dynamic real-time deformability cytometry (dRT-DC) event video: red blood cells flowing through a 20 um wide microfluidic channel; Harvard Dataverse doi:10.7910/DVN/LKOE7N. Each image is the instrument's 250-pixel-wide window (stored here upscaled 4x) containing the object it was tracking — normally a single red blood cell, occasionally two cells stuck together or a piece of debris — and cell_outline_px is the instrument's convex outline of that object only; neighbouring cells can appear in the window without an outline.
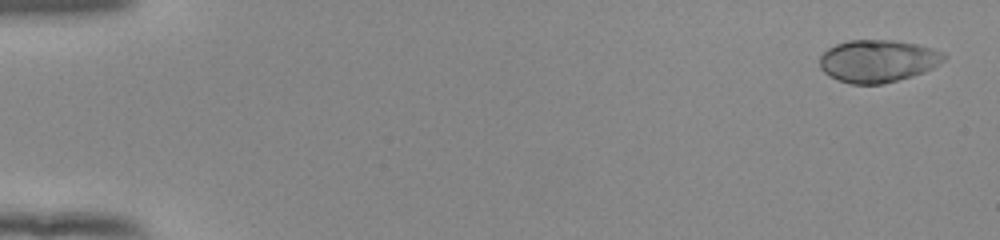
{"species": "human", "species_latin": "Homo sapiens", "temperature_condition": "room temperature", "stored_images_in_passage": 51, "camera_frame_rate_fps": 3000, "um_per_image_px": 0.085, "donor": {"sex": "female"}, "frame": {"image": 1, "passage_image": 2, "time_ms": 0.333, "image_size_px": [1000, 240], "cell_outline_px": [[948, 56], [944, 60], [932, 68], [924, 72], [912, 76], [884, 84], [852, 84], [836, 80], [828, 76], [820, 68], [820, 56], [828, 48], [836, 44], [848, 40], [892, 40], [916, 44], [932, 48], [944, 52]], "centroid_in_image_um": [74.61, 5.19], "position_along_channel_um": 10.4, "area_um2": 30.92}}
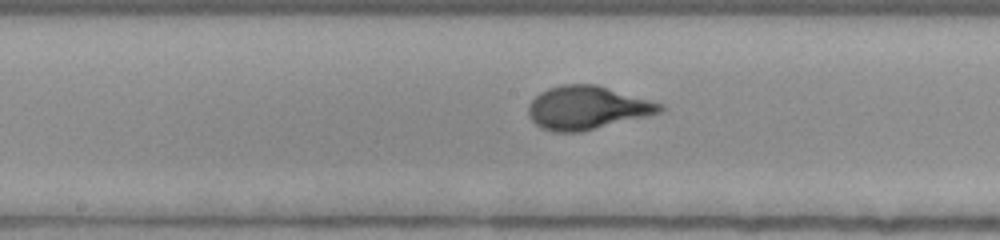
{"frame": {"image": 2, "passage_image": 29, "time_ms": 9.333, "image_size_px": [1000, 240], "cell_outline_px": [[664, 108], [660, 112], [580, 132], [552, 132], [540, 128], [528, 116], [528, 104], [540, 92], [548, 88], [564, 84], [596, 84], [664, 104]], "centroid_in_image_um": [49.86, 9.15], "position_along_channel_um": 198.3, "area_um2": 33.0}}
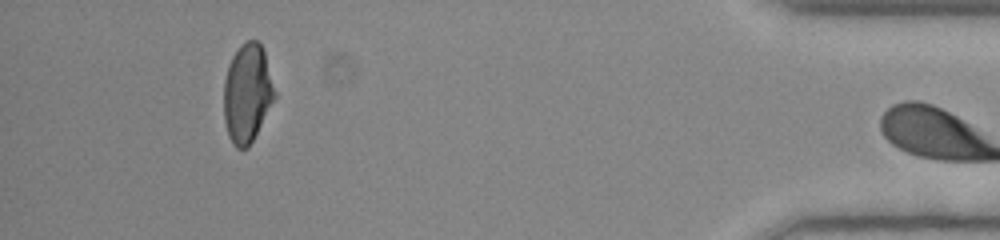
{"frame": {"image": 3, "passage_image": 50, "time_ms": 16.333, "image_size_px": [1000, 240], "cell_outline_px": [[276, 96], [248, 148], [236, 148], [232, 144], [228, 136], [224, 120], [224, 80], [228, 64], [232, 56], [240, 44], [248, 40], [256, 40], [260, 44], [264, 52], [276, 92]], "centroid_in_image_um": [21.0, 7.92], "position_along_channel_um": 414.2, "area_um2": 29.19}}